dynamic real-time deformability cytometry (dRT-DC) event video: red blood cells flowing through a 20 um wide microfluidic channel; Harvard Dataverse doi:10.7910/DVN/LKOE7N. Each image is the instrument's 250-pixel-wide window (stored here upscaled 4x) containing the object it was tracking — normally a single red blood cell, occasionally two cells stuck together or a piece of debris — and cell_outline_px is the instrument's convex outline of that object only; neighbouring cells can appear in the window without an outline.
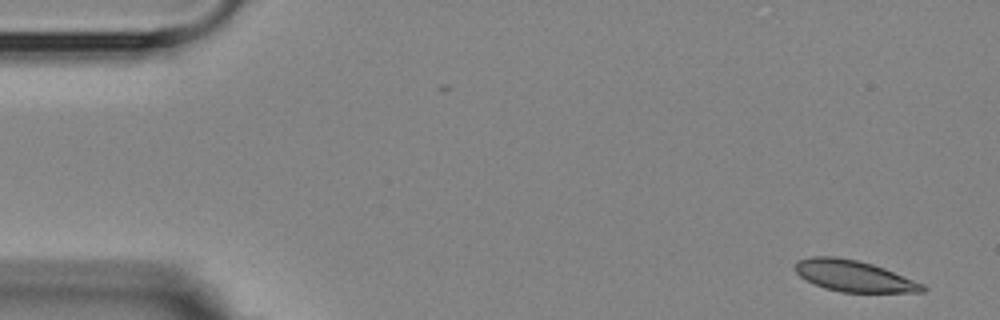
{"species": "Egyptian fruit bat (a non-hibernating species)", "species_latin": "Rousettus aegyptiacus", "temperature_condition": "room temperature", "stored_images_in_passage": 5, "camera_frame_rate_fps": 3000, "um_per_image_px": 0.085, "animal": {"sex": "female"}, "frame": {"image": 1, "passage_image": 1, "time_ms": 0.0, "image_size_px": [1000, 320], "cell_outline_px": [[928, 288], [924, 292], [840, 292], [824, 288], [800, 276], [796, 272], [796, 264], [800, 260], [812, 256], [836, 256], [856, 260], [872, 264], [884, 268], [924, 284]], "centroid_in_image_um": [72.61, 23.46], "position_along_channel_um": 12.4, "area_um2": 22.95}}
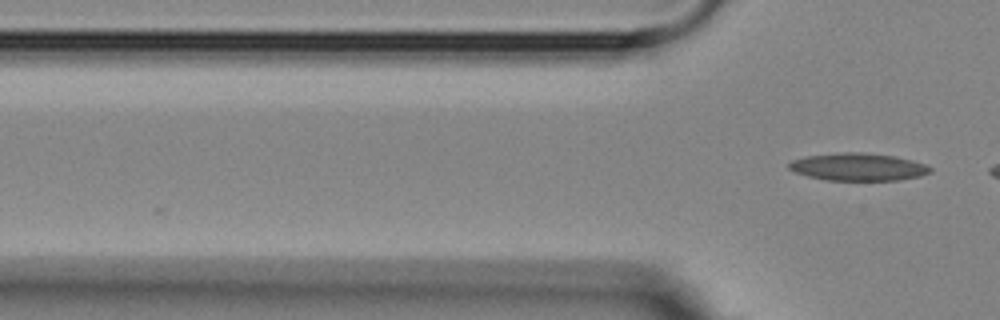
{"frame": {"image": 2, "passage_image": 5, "time_ms": 7.0, "image_size_px": [1000, 320], "cell_outline_px": [[932, 172], [920, 176], [900, 180], [824, 180], [808, 176], [796, 172], [788, 168], [788, 164], [792, 160], [804, 156], [844, 152], [860, 152], [896, 156], [912, 160], [924, 164], [932, 168]], "centroid_in_image_um": [72.95, 14.18], "position_along_channel_um": 52.9, "area_um2": 22.72}}